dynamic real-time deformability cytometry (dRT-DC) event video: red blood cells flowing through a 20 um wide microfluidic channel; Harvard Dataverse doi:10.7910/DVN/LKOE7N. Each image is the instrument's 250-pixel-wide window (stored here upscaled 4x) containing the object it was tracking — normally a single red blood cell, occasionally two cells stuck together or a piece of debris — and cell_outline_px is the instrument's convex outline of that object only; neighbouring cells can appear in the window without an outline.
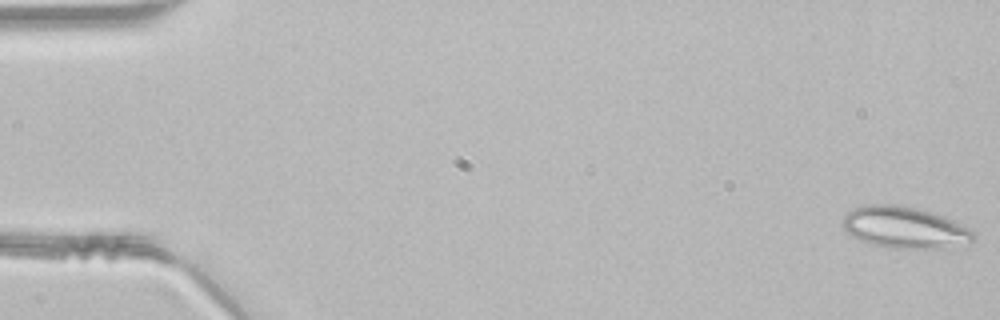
{"species": "common noctule bat (a hibernating species)", "species_latin": "Nyctalus noctula", "temperature_condition": "room temperature", "stored_images_in_passage": 48, "camera_frame_rate_fps": 3000, "um_per_image_px": 0.085, "animal": {"sex": "male", "body_mass_g": 21.5, "forearm_length_mm": 52.0}, "frame": {"image": 1, "passage_image": 1, "time_ms": 0.0, "image_size_px": [1000, 320], "cell_outline_px": [[976, 240], [968, 248], [888, 248], [872, 244], [860, 240], [852, 236], [840, 224], [844, 216], [852, 208], [872, 204], [896, 204], [916, 208], [944, 216], [968, 228], [976, 236]], "centroid_in_image_um": [76.96, 19.36], "position_along_channel_um": 8.0, "area_um2": 32.25}}
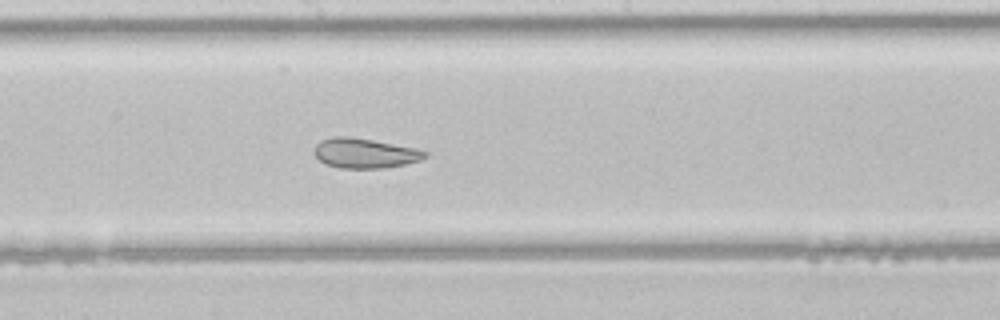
{"frame": {"image": 2, "passage_image": 26, "time_ms": 8.333, "image_size_px": [1000, 320], "cell_outline_px": [[428, 156], [420, 160], [404, 164], [384, 168], [340, 168], [328, 164], [320, 160], [312, 152], [316, 144], [320, 140], [332, 136], [348, 136], [372, 140], [416, 148], [428, 152]], "centroid_in_image_um": [30.99, 13.01], "position_along_channel_um": 217.2, "area_um2": 19.25}}
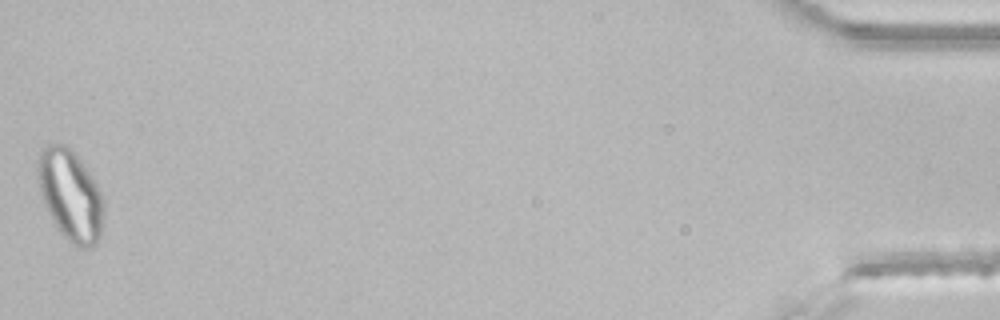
{"frame": {"image": 3, "passage_image": 48, "time_ms": 15.667, "image_size_px": [1000, 320], "cell_outline_px": [[104, 216], [100, 236], [96, 244], [92, 248], [80, 248], [72, 244], [60, 232], [48, 212], [44, 204], [40, 192], [36, 172], [36, 160], [40, 148], [44, 144], [60, 144], [68, 148], [80, 160], [92, 176], [104, 200]], "centroid_in_image_um": [5.97, 16.6], "position_along_channel_um": 429.2, "area_um2": 35.2}}